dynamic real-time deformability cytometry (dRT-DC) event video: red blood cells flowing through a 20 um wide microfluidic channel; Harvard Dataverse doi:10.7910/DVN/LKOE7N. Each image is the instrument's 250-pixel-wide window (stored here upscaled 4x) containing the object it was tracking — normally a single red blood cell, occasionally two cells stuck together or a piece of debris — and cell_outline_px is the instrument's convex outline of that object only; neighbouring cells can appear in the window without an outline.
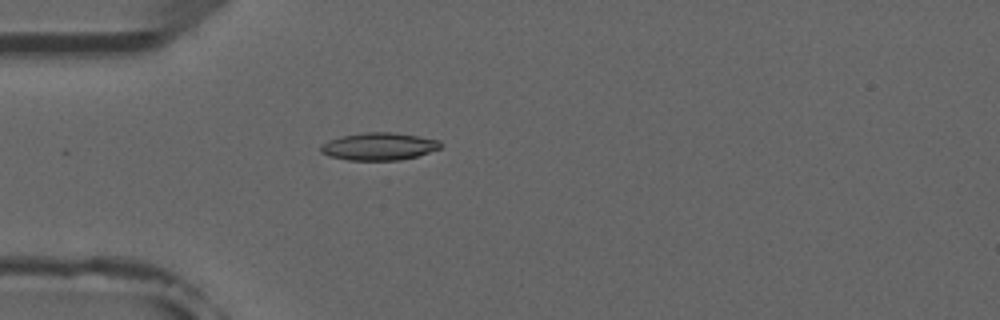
{"species": "common noctule bat (a hibernating species)", "species_latin": "Nyctalus noctula", "temperature_condition": "room temperature", "stored_images_in_passage": 3, "camera_frame_rate_fps": 3000, "um_per_image_px": 0.085, "animal": {"sex": "male", "forearm_length_mm": 52.5}, "frame": {"image": 1, "passage_image": 3, "time_ms": 2.333, "image_size_px": [1000, 320], "cell_outline_px": [[440, 148], [416, 156], [400, 160], [348, 160], [328, 156], [320, 152], [320, 144], [328, 140], [340, 136], [364, 132], [396, 132], [440, 140]], "centroid_in_image_um": [32.15, 12.44], "position_along_channel_um": 52.8, "area_um2": 19.31}}